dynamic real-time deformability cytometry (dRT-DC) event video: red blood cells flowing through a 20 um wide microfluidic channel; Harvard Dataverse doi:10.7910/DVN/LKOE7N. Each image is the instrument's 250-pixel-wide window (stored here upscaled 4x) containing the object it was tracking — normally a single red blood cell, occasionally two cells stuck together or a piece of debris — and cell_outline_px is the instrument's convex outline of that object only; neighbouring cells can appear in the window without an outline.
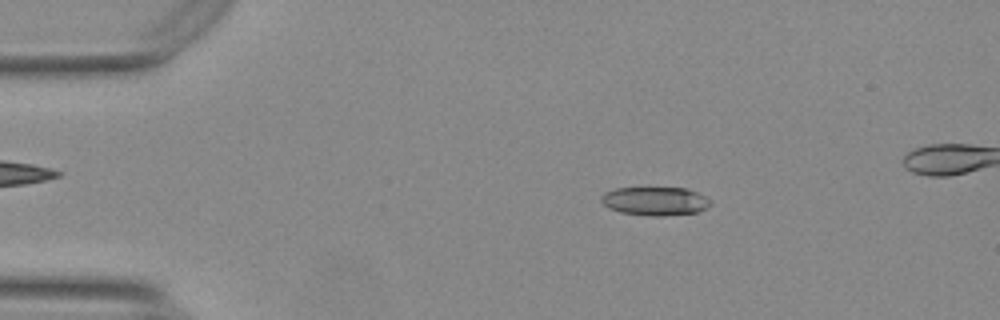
{"species": "Egyptian fruit bat (a non-hibernating species)", "species_latin": "Rousettus aegyptiacus", "temperature_condition": "warm", "stored_images_in_passage": 45, "camera_frame_rate_fps": 3000, "um_per_image_px": 0.085, "animal": {"sex": "female"}, "frame": {"image": 1, "passage_image": 2, "time_ms": 0.333, "image_size_px": [1000, 320], "cell_outline_px": [[700, 208], [696, 212], [624, 212], [612, 208], [604, 200], [604, 196], [608, 192], [620, 188], [684, 188], [692, 192]], "centroid_in_image_um": [55.44, 17.01], "position_along_channel_um": 29.6, "area_um2": 14.8}}
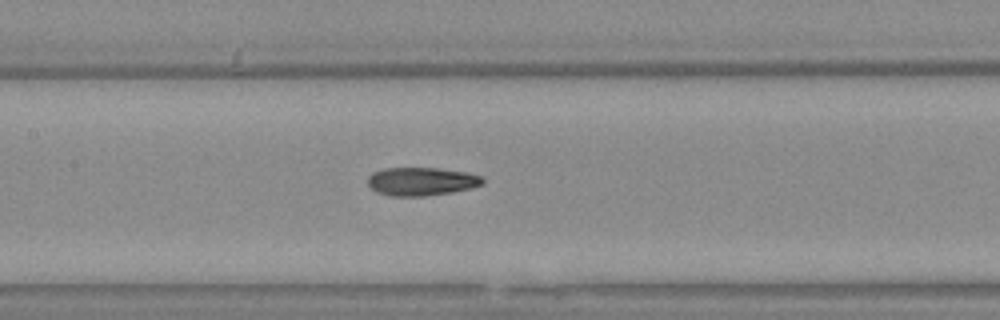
{"frame": {"image": 2, "passage_image": 18, "time_ms": 5.667, "image_size_px": [1000, 320], "cell_outline_px": [[480, 184], [464, 188], [444, 192], [380, 192], [372, 188], [368, 184], [368, 180], [376, 172], [392, 168], [432, 168], [460, 172], [480, 176]], "centroid_in_image_um": [35.8, 15.33], "position_along_channel_um": 171.6, "area_um2": 16.18}}
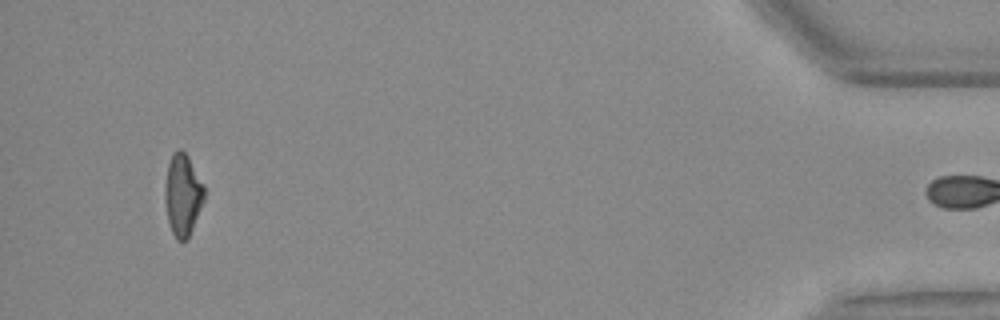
{"frame": {"image": 3, "passage_image": 44, "time_ms": 14.333, "image_size_px": [1000, 320], "cell_outline_px": [[204, 196], [188, 236], [184, 240], [180, 240], [172, 232], [168, 220], [168, 168], [172, 156], [176, 152], [184, 152], [204, 188]], "centroid_in_image_um": [15.56, 16.6], "position_along_channel_um": 419.6, "area_um2": 16.47}, "authors_computed_cell_mechanics": {"area_um2": 16.8776, "velocity_mm_per_s": 3.7273, "shape_relaxation_time_tau1_ms": null, "shape_relaxation_time_tau2_ms": 4.9896, "deformation_change_tau1": null, "deformation_change_tau2": 0.1376}}